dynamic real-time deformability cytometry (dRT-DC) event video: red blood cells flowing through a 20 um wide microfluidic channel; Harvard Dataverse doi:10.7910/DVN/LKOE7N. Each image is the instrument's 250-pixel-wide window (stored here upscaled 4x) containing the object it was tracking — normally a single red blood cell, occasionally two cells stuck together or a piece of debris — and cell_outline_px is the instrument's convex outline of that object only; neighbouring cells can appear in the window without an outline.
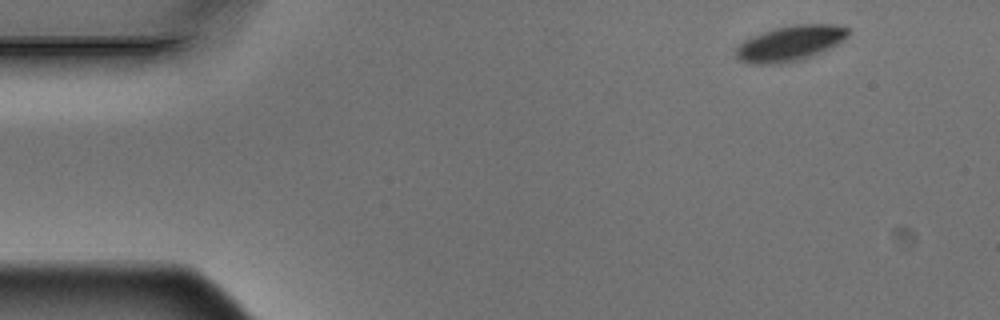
{"species": "Egyptian fruit bat (a non-hibernating species)", "species_latin": "Rousettus aegyptiacus", "temperature_condition": "warm", "stored_images_in_passage": 5, "segment_of_instrument_passage": [1, 2], "camera_frame_rate_fps": 3000, "um_per_image_px": 0.085, "animal": {"sex": "male"}, "frame": {"image": 1, "passage_image": 1, "time_ms": 0.0, "image_size_px": [1000, 320], "cell_outline_px": [[852, 32], [844, 40], [828, 48], [808, 56], [796, 60], [780, 64], [752, 64], [740, 60], [736, 56], [736, 48], [744, 40], [752, 36], [776, 28], [792, 24], [836, 24], [848, 28]], "centroid_in_image_um": [67.17, 3.66], "position_along_channel_um": 17.8, "area_um2": 22.83}}
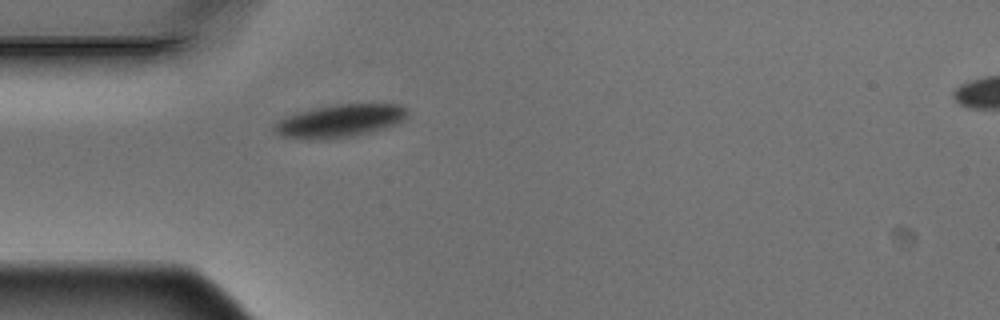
{"frame": {"image": 2, "passage_image": 4, "time_ms": 1.0, "image_size_px": [1000, 320], "cell_outline_px": [[408, 116], [404, 120], [396, 124], [384, 128], [356, 136], [312, 140], [308, 140], [280, 136], [272, 128], [272, 124], [284, 116], [316, 108], [336, 104], [400, 104], [408, 108]], "centroid_in_image_um": [28.88, 10.28], "position_along_channel_um": 56.1, "area_um2": 25.72}}